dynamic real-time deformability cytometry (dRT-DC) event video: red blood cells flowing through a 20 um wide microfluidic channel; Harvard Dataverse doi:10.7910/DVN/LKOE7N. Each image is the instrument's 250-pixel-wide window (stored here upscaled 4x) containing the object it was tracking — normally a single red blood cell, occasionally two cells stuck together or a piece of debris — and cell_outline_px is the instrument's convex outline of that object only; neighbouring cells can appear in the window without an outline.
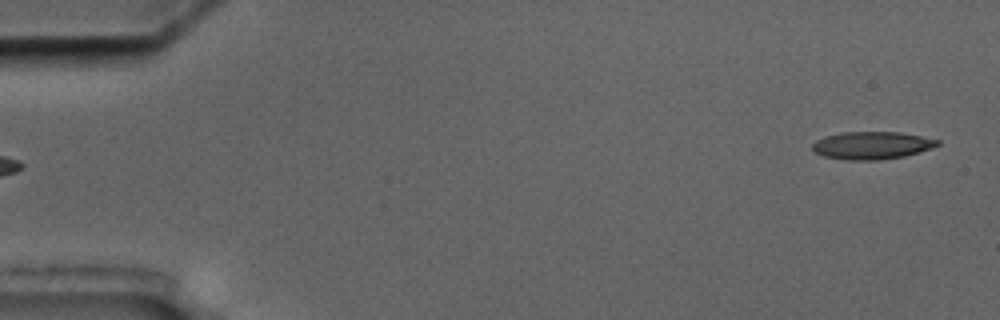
{"species": "common noctule bat (a hibernating species)", "species_latin": "Nyctalus noctula", "temperature_condition": "cold", "stored_images_in_passage": 5, "segment_of_instrument_passage": [2, 2], "camera_frame_rate_fps": 3000, "um_per_image_px": 0.085, "animal": {"sex": "male", "body_mass_g": 17.5, "forearm_length_mm": 52.3}, "frame": {"image": 1, "passage_image": 5, "time_ms": 4.667, "image_size_px": [1000, 320], "cell_outline_px": [[940, 144], [932, 148], [920, 152], [904, 156], [880, 160], [848, 160], [824, 156], [816, 152], [812, 148], [812, 144], [816, 140], [824, 136], [840, 132], [900, 132], [940, 140]], "centroid_in_image_um": [74.11, 12.35], "position_along_channel_um": 10.9, "area_um2": 20.17}}